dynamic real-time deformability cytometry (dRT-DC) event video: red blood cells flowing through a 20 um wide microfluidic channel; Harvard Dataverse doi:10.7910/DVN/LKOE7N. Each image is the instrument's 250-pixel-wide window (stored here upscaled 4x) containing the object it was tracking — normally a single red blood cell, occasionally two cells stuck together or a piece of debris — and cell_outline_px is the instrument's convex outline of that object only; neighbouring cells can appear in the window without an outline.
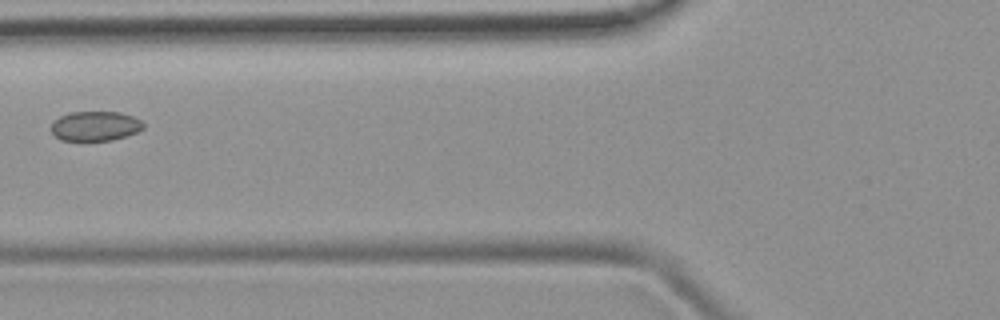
{"species": "common noctule bat (a hibernating species)", "species_latin": "Nyctalus noctula", "temperature_condition": "room temperature", "stored_images_in_passage": 6, "camera_frame_rate_fps": 3000, "um_per_image_px": 0.085, "animal": {"sex": "female", "body_mass_g": 19.9}, "frame": {"image": 1, "passage_image": 6, "time_ms": 5.667, "image_size_px": [1000, 320], "cell_outline_px": [[144, 128], [136, 132], [112, 140], [60, 140], [52, 132], [52, 124], [60, 116], [68, 112], [120, 112], [132, 116], [140, 120], [144, 124]], "centroid_in_image_um": [8.1, 10.7], "position_along_channel_um": 117.7, "area_um2": 15.72}}